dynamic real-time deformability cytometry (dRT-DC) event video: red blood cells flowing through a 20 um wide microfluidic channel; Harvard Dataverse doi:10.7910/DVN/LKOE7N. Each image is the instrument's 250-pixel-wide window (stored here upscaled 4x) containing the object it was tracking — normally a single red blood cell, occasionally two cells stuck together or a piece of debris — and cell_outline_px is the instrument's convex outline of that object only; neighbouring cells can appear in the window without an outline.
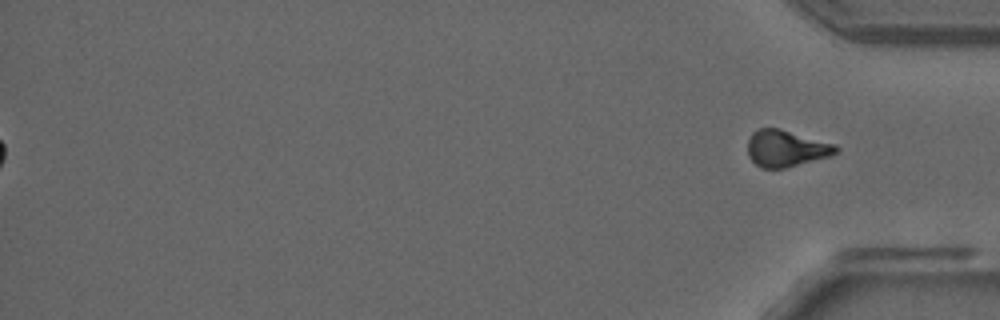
{"species": "common noctule bat (a hibernating species)", "species_latin": "Nyctalus noctula", "temperature_condition": "room temperature", "stored_images_in_passage": 40, "segment_of_instrument_passage": [2, 2], "camera_frame_rate_fps": 3000, "um_per_image_px": 0.085, "animal": {"sex": "male", "forearm_length_mm": 52.5}, "frame": {"image": 1, "passage_image": 40, "time_ms": 13.0, "image_size_px": [1000, 320], "cell_outline_px": [[840, 148], [836, 152], [828, 156], [784, 168], [760, 168], [748, 156], [748, 140], [752, 132], [760, 128], [780, 128], [836, 144]], "centroid_in_image_um": [66.8, 12.6], "position_along_channel_um": 368.4, "area_um2": 18.73}}